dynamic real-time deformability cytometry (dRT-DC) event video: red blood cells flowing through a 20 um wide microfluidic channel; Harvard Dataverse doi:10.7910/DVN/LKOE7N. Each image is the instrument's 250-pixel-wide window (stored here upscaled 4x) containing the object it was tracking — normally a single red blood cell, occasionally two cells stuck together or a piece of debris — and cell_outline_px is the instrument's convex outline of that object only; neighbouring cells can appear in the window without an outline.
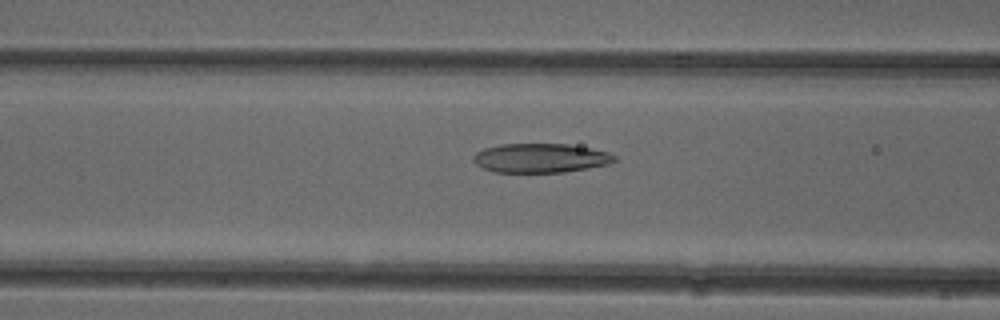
{"species": "common noctule bat (a hibernating species)", "species_latin": "Nyctalus noctula", "temperature_condition": "cold", "stored_images_in_passage": 51, "camera_frame_rate_fps": 3000, "um_per_image_px": 0.085, "animal": {"sex": "female"}, "frame": {"image": 1, "passage_image": 20, "time_ms": 6.333, "image_size_px": [1000, 320], "cell_outline_px": [[616, 160], [608, 164], [588, 168], [564, 172], [492, 172], [480, 168], [472, 160], [472, 156], [476, 152], [484, 148], [500, 144], [568, 144], [592, 148], [608, 152], [616, 156]], "centroid_in_image_um": [45.91, 13.43], "position_along_channel_um": 120.7, "area_um2": 24.22}}
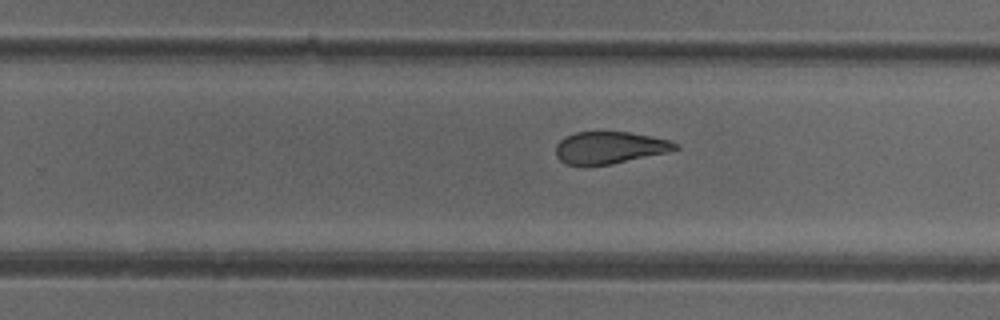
{"frame": {"image": 2, "passage_image": 32, "time_ms": 10.333, "image_size_px": [1000, 320], "cell_outline_px": [[680, 148], [668, 152], [612, 164], [568, 164], [560, 160], [556, 156], [556, 144], [564, 136], [576, 132], [628, 132], [668, 140], [680, 144]], "centroid_in_image_um": [51.83, 12.54], "position_along_channel_um": 278.0, "area_um2": 22.08}}
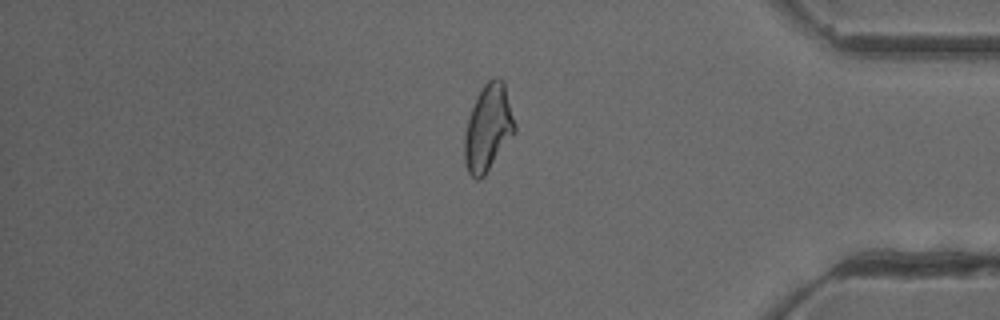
{"frame": {"image": 3, "passage_image": 43, "time_ms": 14.0, "image_size_px": [1000, 320], "cell_outline_px": [[516, 132], [484, 176], [480, 180], [476, 180], [468, 172], [464, 160], [464, 132], [468, 116], [480, 88], [492, 76], [496, 76], [504, 80], [516, 124]], "centroid_in_image_um": [41.49, 10.84], "position_along_channel_um": 393.7, "area_um2": 25.84}, "authors_computed_cell_mechanics": {"area_um2": 24.9696, "velocity_mm_per_s": 3.9391, "shape_relaxation_time_tau1_ms": 7.7691, "shape_relaxation_time_tau2_ms": 2.4542, "deformation_change_tau1": 0.1873, "deformation_change_tau2": 0.1064}}